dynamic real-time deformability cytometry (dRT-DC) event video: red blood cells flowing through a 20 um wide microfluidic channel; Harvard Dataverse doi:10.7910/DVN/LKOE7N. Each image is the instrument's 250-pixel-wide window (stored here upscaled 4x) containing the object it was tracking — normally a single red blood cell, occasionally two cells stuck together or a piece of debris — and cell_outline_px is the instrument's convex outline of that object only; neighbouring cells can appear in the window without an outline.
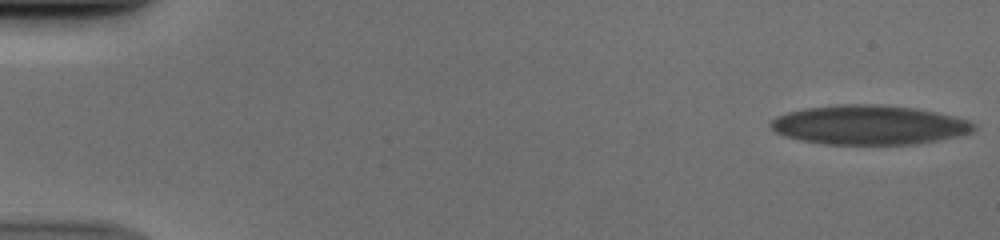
{"species": "human", "species_latin": "Homo sapiens", "temperature_condition": "cold", "stored_images_in_passage": 52, "camera_frame_rate_fps": 3000, "um_per_image_px": 0.085, "donor": {"sex": "male"}, "frame": {"image": 1, "passage_image": 1, "time_ms": 0.0, "image_size_px": [1000, 240], "cell_outline_px": [[976, 128], [972, 132], [960, 136], [940, 140], [916, 144], [824, 144], [804, 140], [788, 136], [776, 132], [768, 124], [776, 116], [788, 112], [808, 108], [840, 104], [880, 104], [916, 108], [936, 112], [968, 120], [976, 124]], "centroid_in_image_um": [73.93, 10.61], "position_along_channel_um": 11.1, "area_um2": 46.53}}
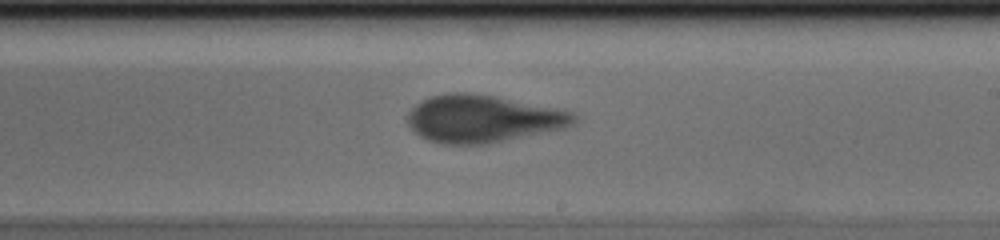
{"frame": {"image": 2, "passage_image": 31, "time_ms": 10.0, "image_size_px": [1000, 240], "cell_outline_px": [[580, 120], [576, 124], [564, 128], [488, 144], [440, 144], [428, 140], [420, 136], [408, 124], [408, 112], [416, 104], [432, 96], [456, 92], [464, 92], [496, 96], [556, 108], [572, 112]], "centroid_in_image_um": [41.07, 10.1], "position_along_channel_um": 247.9, "area_um2": 45.84}}
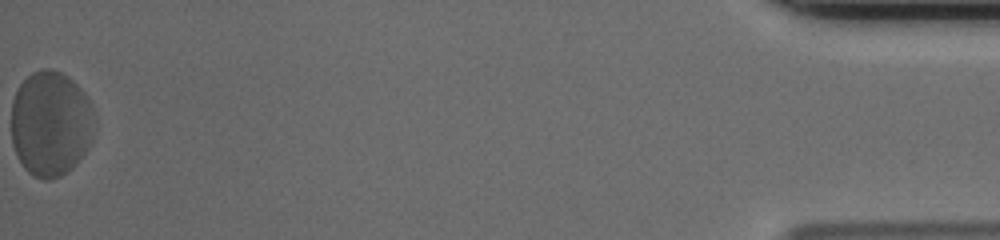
{"frame": {"image": 3, "passage_image": 52, "time_ms": 17.0, "image_size_px": [1000, 240], "cell_outline_px": [[92, 140], [88, 148], [76, 164], [68, 172], [52, 180], [44, 180], [32, 176], [24, 168], [16, 156], [12, 144], [12, 100], [20, 84], [32, 72], [40, 68], [48, 68], [60, 72], [68, 76], [84, 92], [92, 108]], "centroid_in_image_um": [4.28, 10.53], "position_along_channel_um": 430.9, "area_um2": 51.33}}